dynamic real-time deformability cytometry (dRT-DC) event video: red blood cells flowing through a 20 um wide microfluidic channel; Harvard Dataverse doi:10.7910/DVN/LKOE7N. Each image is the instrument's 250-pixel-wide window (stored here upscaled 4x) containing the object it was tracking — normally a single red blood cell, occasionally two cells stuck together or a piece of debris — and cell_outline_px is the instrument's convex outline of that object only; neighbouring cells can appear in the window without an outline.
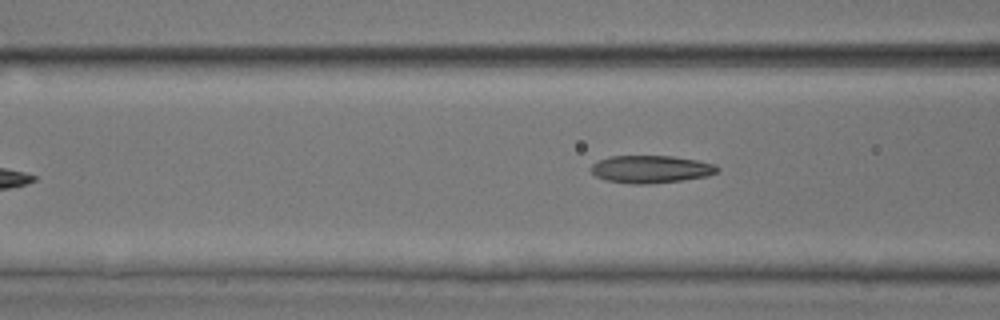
{"species": "common noctule bat (a hibernating species)", "species_latin": "Nyctalus noctula", "temperature_condition": "room temperature", "stored_images_in_passage": 7, "camera_frame_rate_fps": 3000, "um_per_image_px": 0.085, "animal": {"sex": "male", "body_mass_g": 17.9, "forearm_length_mm": 54.2}, "frame": {"image": 1, "passage_image": 7, "time_ms": 7.0, "image_size_px": [1000, 320], "cell_outline_px": [[720, 168], [716, 172], [708, 176], [680, 180], [644, 184], [632, 184], [604, 180], [596, 176], [588, 168], [592, 164], [608, 156], [672, 156], [696, 160], [716, 164]], "centroid_in_image_um": [55.3, 14.38], "position_along_channel_um": 111.3, "area_um2": 20.29}}